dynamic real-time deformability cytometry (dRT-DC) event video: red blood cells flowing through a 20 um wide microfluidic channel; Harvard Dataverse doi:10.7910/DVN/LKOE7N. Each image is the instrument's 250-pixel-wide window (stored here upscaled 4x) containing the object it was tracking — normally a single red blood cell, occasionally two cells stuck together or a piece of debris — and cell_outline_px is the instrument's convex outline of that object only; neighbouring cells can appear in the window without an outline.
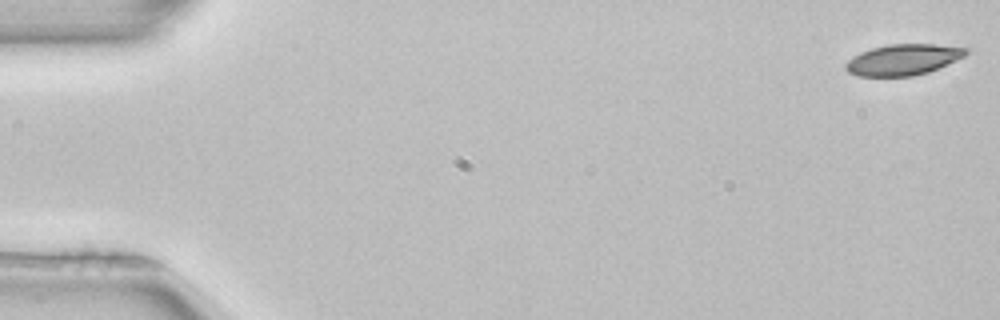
{"species": "common noctule bat (a hibernating species)", "species_latin": "Nyctalus noctula", "temperature_condition": "room temperature", "stored_images_in_passage": 52, "camera_frame_rate_fps": 3000, "um_per_image_px": 0.085, "animal": {"sex": "female", "body_mass_g": 22.7, "forearm_length_mm": 54.2}, "frame": {"image": 1, "passage_image": 1, "time_ms": 0.0, "image_size_px": [1000, 320], "cell_outline_px": [[972, 48], [964, 56], [928, 72], [912, 76], [860, 76], [848, 72], [844, 68], [844, 64], [852, 56], [860, 52], [872, 48], [888, 44], [932, 44]], "centroid_in_image_um": [76.74, 5.06], "position_along_channel_um": 8.3, "area_um2": 21.68}}
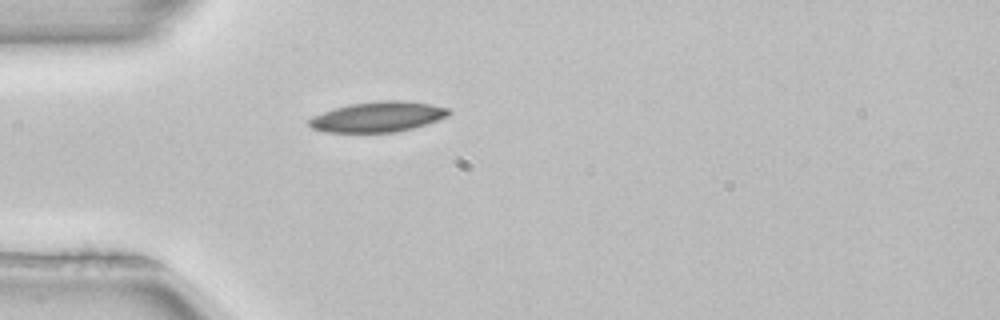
{"frame": {"image": 2, "passage_image": 15, "time_ms": 4.667, "image_size_px": [1000, 320], "cell_outline_px": [[452, 112], [448, 116], [412, 128], [396, 132], [324, 132], [312, 128], [308, 124], [308, 120], [312, 116], [336, 108], [352, 104], [380, 100], [404, 100], [432, 104], [448, 108]], "centroid_in_image_um": [32.13, 9.92], "position_along_channel_um": 52.9, "area_um2": 24.51}}
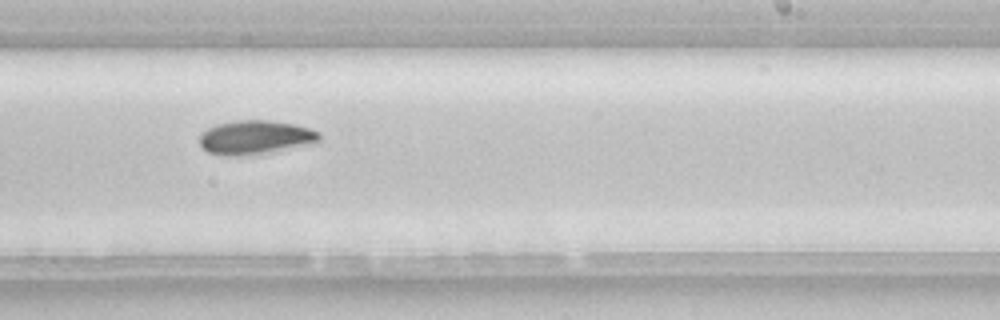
{"frame": {"image": 3, "passage_image": 32, "time_ms": 10.333, "image_size_px": [1000, 320], "cell_outline_px": [[320, 144], [268, 152], [240, 156], [224, 156], [208, 152], [200, 144], [200, 132], [216, 124], [236, 120], [268, 120], [292, 124], [308, 128], [320, 132]], "centroid_in_image_um": [21.74, 11.68], "position_along_channel_um": 267.3, "area_um2": 23.99}, "authors_computed_cell_mechanics": {"area_um2": 22.6287, "velocity_mm_per_s": 3.951, "shape_relaxation_time_tau1_ms": 4.6665, "shape_relaxation_time_tau2_ms": null, "deformation_change_tau1": 0.1164, "deformation_change_tau2": null}}